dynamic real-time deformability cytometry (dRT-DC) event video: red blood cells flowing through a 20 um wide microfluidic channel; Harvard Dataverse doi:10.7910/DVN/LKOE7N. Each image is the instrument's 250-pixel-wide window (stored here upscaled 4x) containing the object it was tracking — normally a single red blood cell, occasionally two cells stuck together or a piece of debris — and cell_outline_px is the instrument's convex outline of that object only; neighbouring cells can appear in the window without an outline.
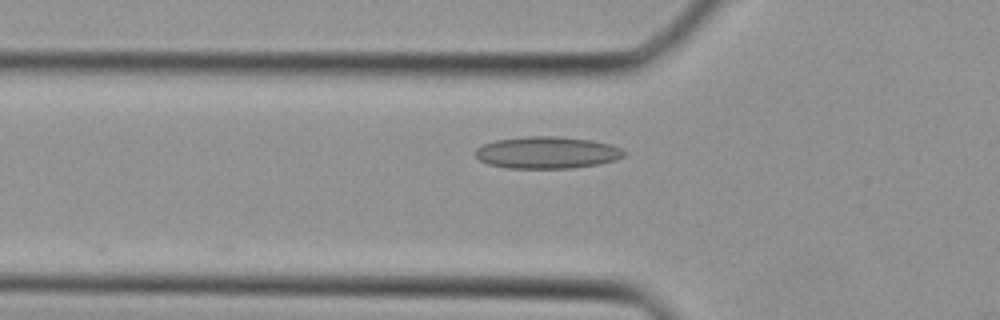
{"species": "Egyptian fruit bat (a non-hibernating species)", "species_latin": "Rousettus aegyptiacus", "temperature_condition": "cold", "stored_images_in_passage": 15, "camera_frame_rate_fps": 3000, "um_per_image_px": 0.085, "animal": {"sex": "female"}, "frame": {"image": 1, "passage_image": 3, "time_ms": 0.667, "image_size_px": [1000, 320], "cell_outline_px": [[628, 152], [624, 156], [616, 160], [600, 164], [572, 168], [508, 168], [488, 164], [480, 160], [476, 156], [476, 148], [484, 144], [496, 140], [528, 136], [556, 136], [592, 140], [608, 144], [620, 148]], "centroid_in_image_um": [46.53, 12.97], "position_along_channel_um": 79.3, "area_um2": 27.69}}
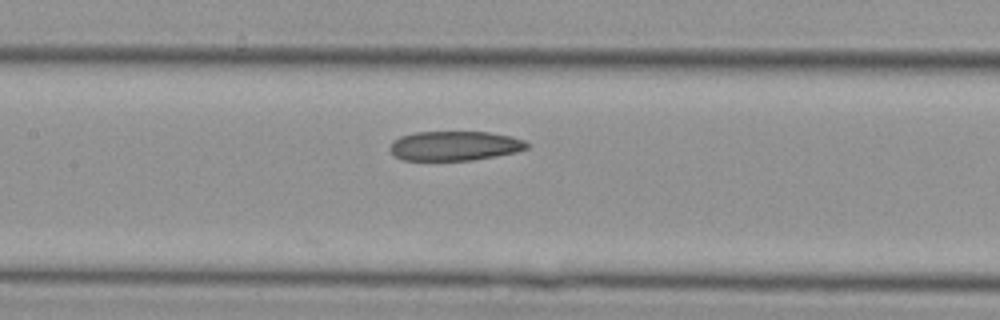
{"frame": {"image": 2, "passage_image": 8, "time_ms": 2.333, "image_size_px": [1000, 320], "cell_outline_px": [[528, 148], [516, 152], [496, 156], [472, 160], [400, 160], [392, 156], [388, 148], [392, 140], [400, 136], [416, 132], [488, 132], [512, 136], [524, 140], [528, 144]], "centroid_in_image_um": [38.59, 12.4], "position_along_channel_um": 168.8, "area_um2": 23.81}}
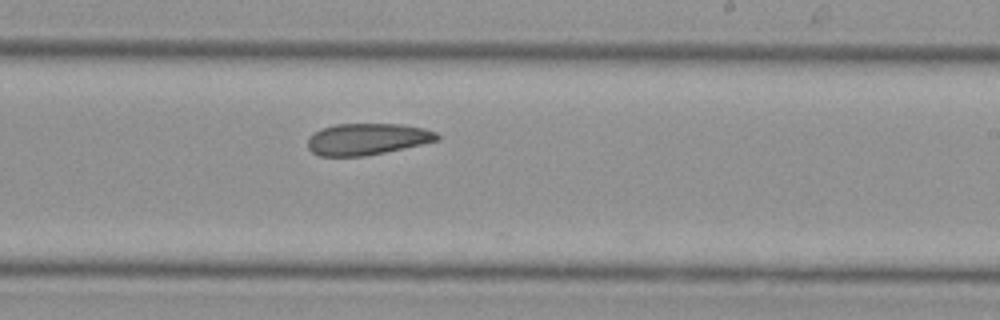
{"frame": {"image": 3, "passage_image": 13, "time_ms": 4.0, "image_size_px": [1000, 320], "cell_outline_px": [[440, 140], [404, 148], [364, 156], [320, 156], [312, 152], [308, 148], [308, 136], [320, 128], [336, 124], [400, 124], [424, 128], [436, 132], [440, 136]], "centroid_in_image_um": [31.2, 11.82], "position_along_channel_um": 257.8, "area_um2": 23.87}}